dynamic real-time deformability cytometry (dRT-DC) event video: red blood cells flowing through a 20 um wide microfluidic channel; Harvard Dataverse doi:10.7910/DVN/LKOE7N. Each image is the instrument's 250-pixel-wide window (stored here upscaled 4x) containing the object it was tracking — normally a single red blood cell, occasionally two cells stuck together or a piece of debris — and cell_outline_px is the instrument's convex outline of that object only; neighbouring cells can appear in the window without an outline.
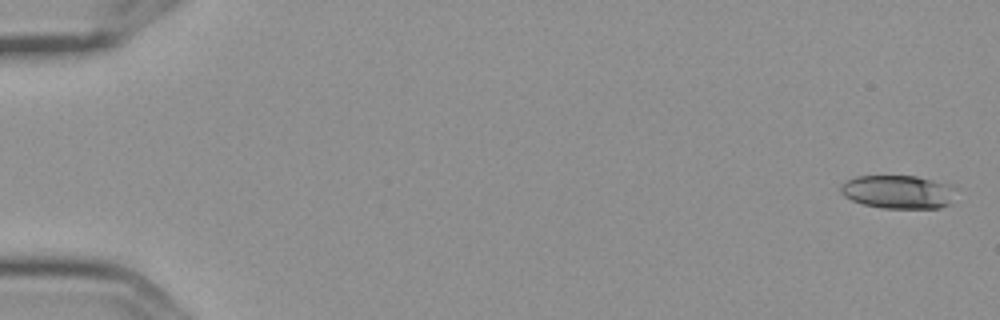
{"species": "Egyptian fruit bat (a non-hibernating species)", "species_latin": "Rousettus aegyptiacus", "temperature_condition": "cold", "stored_images_in_passage": 5, "camera_frame_rate_fps": 3000, "um_per_image_px": 0.085, "frame": {"image": 1, "passage_image": 1, "time_ms": 0.0, "image_size_px": [1000, 320], "cell_outline_px": [[956, 188], [948, 204], [940, 208], [880, 208], [864, 204], [852, 200], [844, 196], [840, 192], [840, 184], [856, 176], [916, 176], [952, 184]], "centroid_in_image_um": [76.33, 16.3], "position_along_channel_um": 8.7, "area_um2": 22.48}}
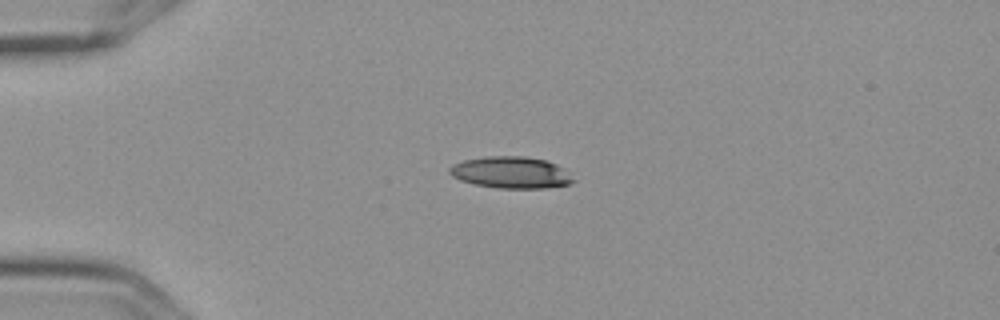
{"frame": {"image": 2, "passage_image": 5, "time_ms": 1.333, "image_size_px": [1000, 320], "cell_outline_px": [[576, 180], [568, 184], [548, 188], [496, 188], [476, 184], [460, 180], [452, 176], [448, 172], [448, 168], [452, 164], [464, 160], [484, 156], [524, 156], [544, 160], [556, 164], [564, 168]], "centroid_in_image_um": [43.42, 14.66], "position_along_channel_um": 41.6, "area_um2": 22.95}}